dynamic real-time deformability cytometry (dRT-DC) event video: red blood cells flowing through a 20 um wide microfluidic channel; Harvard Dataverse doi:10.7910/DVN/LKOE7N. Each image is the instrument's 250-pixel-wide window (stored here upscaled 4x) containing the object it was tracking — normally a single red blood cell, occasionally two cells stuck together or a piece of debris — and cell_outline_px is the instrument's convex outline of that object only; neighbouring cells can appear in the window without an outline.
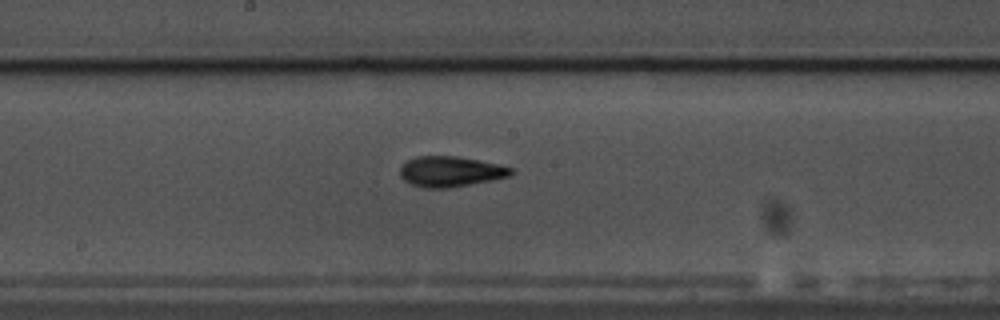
{"species": "common noctule bat (a hibernating species)", "species_latin": "Nyctalus noctula", "temperature_condition": "warm", "stored_images_in_passage": 55, "camera_frame_rate_fps": 3000, "um_per_image_px": 0.085, "animal": {"sex": "male", "body_mass_g": 17.5, "forearm_length_mm": 52.3}, "frame": {"image": 1, "passage_image": 32, "time_ms": 10.333, "image_size_px": [1000, 320], "cell_outline_px": [[512, 172], [508, 176], [448, 188], [424, 188], [412, 184], [404, 180], [400, 176], [400, 168], [408, 160], [416, 156], [456, 156], [480, 160], [500, 164], [512, 168]], "centroid_in_image_um": [38.25, 14.57], "position_along_channel_um": 209.9, "area_um2": 19.42}, "authors_computed_cell_mechanics": {"area_um2": 18.5538, "velocity_mm_per_s": 3.5312, "shape_relaxation_time_tau1_ms": 3.479, "shape_relaxation_time_tau2_ms": 2.1635, "deformation_change_tau1": 0.1557, "deformation_change_tau2": 0.0964}}